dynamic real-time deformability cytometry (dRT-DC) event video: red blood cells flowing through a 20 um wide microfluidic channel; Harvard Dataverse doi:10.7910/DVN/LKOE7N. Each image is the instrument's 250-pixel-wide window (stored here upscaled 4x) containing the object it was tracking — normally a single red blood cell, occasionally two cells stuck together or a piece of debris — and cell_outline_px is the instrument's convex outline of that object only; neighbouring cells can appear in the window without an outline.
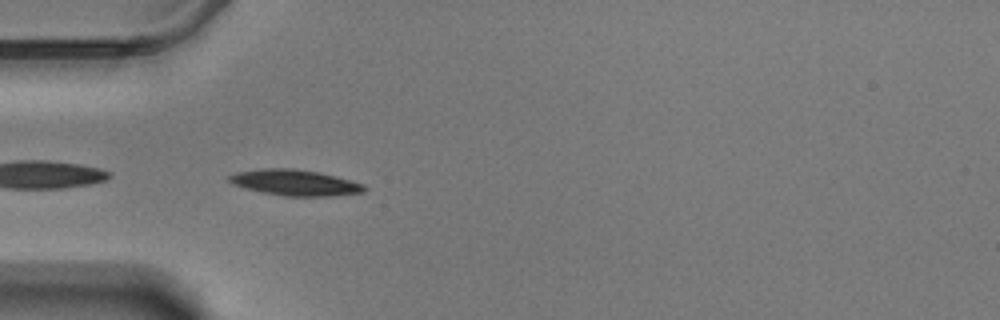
{"species": "Egyptian fruit bat (a non-hibernating species)", "species_latin": "Rousettus aegyptiacus", "temperature_condition": "warm", "stored_images_in_passage": 42, "camera_frame_rate_fps": 3000, "um_per_image_px": 0.085, "animal": {"sex": "male"}, "frame": {"image": 1, "passage_image": 2, "time_ms": 0.333, "image_size_px": [1000, 320], "cell_outline_px": [[368, 188], [364, 192], [332, 196], [284, 196], [264, 192], [248, 188], [236, 184], [228, 180], [228, 176], [236, 172], [260, 168], [292, 168], [320, 172], [336, 176], [364, 184]], "centroid_in_image_um": [25.13, 15.51], "position_along_channel_um": 59.9, "area_um2": 20.29}}
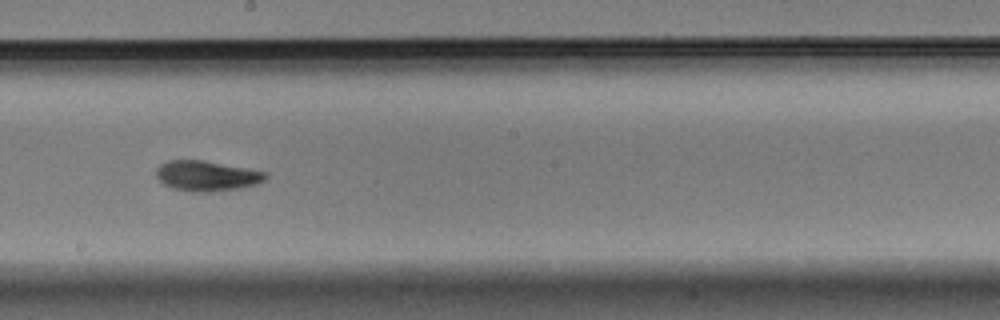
{"frame": {"image": 2, "passage_image": 17, "time_ms": 5.333, "image_size_px": [1000, 320], "cell_outline_px": [[268, 176], [264, 180], [256, 184], [240, 188], [212, 192], [188, 192], [172, 188], [164, 184], [156, 176], [156, 168], [160, 164], [168, 160], [204, 160], [248, 168], [268, 172]], "centroid_in_image_um": [17.57, 14.95], "position_along_channel_um": 230.6, "area_um2": 19.54}}
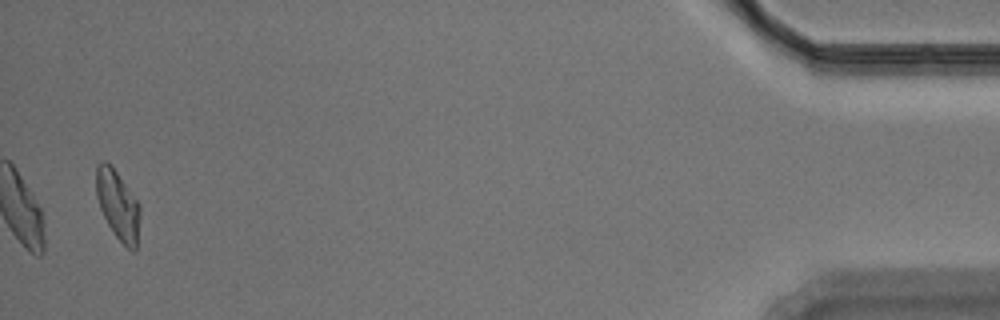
{"frame": {"image": 3, "passage_image": 41, "time_ms": 13.333, "image_size_px": [1000, 320], "cell_outline_px": [[140, 212], [136, 252], [132, 252], [112, 232], [100, 208], [96, 196], [96, 168], [100, 160], [104, 160], [112, 164], [140, 204]], "centroid_in_image_um": [10.02, 17.39], "position_along_channel_um": 425.2, "area_um2": 17.92}, "authors_computed_cell_mechanics": {"area_um2": 18.5249, "velocity_mm_per_s": 3.4636, "shape_relaxation_time_tau1_ms": 3.8153, "shape_relaxation_time_tau2_ms": 3.4373, "deformation_change_tau1": 0.1538, "deformation_change_tau2": 0.0828}}